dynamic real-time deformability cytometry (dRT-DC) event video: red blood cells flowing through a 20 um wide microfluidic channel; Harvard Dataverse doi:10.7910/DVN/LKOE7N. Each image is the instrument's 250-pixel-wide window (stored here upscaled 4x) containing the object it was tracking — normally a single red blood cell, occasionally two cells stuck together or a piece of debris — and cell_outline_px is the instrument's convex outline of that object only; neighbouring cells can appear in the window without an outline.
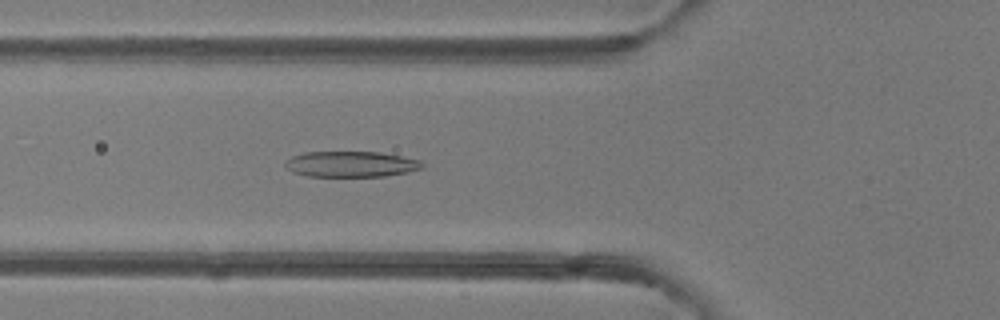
{"species": "common noctule bat (a hibernating species)", "species_latin": "Nyctalus noctula", "temperature_condition": "room temperature", "stored_images_in_passage": 42, "camera_frame_rate_fps": 3000, "um_per_image_px": 0.085, "animal": {"sex": "female"}, "frame": {"image": 1, "passage_image": 11, "time_ms": 3.333, "image_size_px": [1000, 320], "cell_outline_px": [[424, 168], [408, 172], [384, 176], [308, 176], [292, 172], [284, 164], [292, 156], [304, 152], [380, 152], [420, 160], [424, 164]], "centroid_in_image_um": [29.86, 13.95], "position_along_channel_um": 95.9, "area_um2": 20.46}}
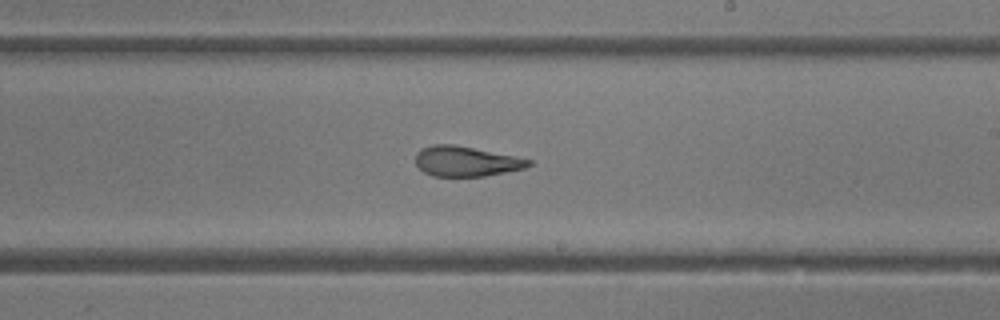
{"frame": {"image": 2, "passage_image": 22, "time_ms": 7.0, "image_size_px": [1000, 320], "cell_outline_px": [[532, 164], [524, 168], [484, 176], [432, 176], [424, 172], [416, 164], [416, 152], [432, 144], [456, 144], [516, 156], [532, 160]], "centroid_in_image_um": [39.62, 13.7], "position_along_channel_um": 249.4, "area_um2": 19.83}}
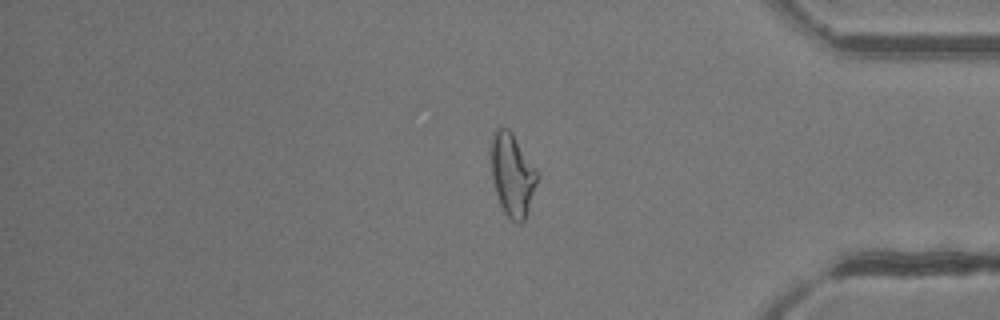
{"frame": {"image": 3, "passage_image": 34, "time_ms": 11.0, "image_size_px": [1000, 320], "cell_outline_px": [[540, 176], [524, 220], [520, 224], [516, 224], [504, 212], [500, 204], [496, 192], [492, 176], [492, 132], [496, 128], [508, 128], [512, 132], [540, 172]], "centroid_in_image_um": [43.59, 14.84], "position_along_channel_um": 391.6, "area_um2": 22.37}, "authors_computed_cell_mechanics": {"area_um2": 21.9062, "velocity_mm_per_s": 4.1772, "shape_relaxation_time_tau1_ms": 8.7483, "shape_relaxation_time_tau2_ms": 1.8873, "deformation_change_tau1": 0.2576, "deformation_change_tau2": 0.1087}}